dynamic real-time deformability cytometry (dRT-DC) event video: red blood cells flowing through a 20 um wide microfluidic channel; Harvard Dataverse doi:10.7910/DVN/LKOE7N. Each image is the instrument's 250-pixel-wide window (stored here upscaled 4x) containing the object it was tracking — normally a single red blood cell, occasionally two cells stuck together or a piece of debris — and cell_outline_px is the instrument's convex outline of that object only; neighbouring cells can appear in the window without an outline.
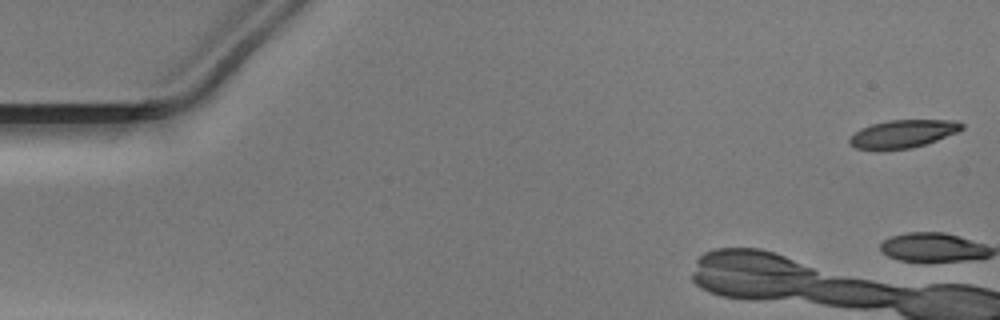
{"species": "Egyptian fruit bat (a non-hibernating species)", "species_latin": "Rousettus aegyptiacus", "temperature_condition": "warm", "stored_images_in_passage": 9, "camera_frame_rate_fps": 3000, "um_per_image_px": 0.085, "animal": {"sex": "male"}, "frame": {"image": 1, "passage_image": 1, "time_ms": 0.0, "image_size_px": [1000, 320], "cell_outline_px": [[964, 128], [956, 132], [936, 140], [912, 148], [876, 152], [856, 148], [848, 144], [848, 140], [860, 128], [872, 124], [888, 120], [956, 120], [964, 124]], "centroid_in_image_um": [76.69, 11.4], "position_along_channel_um": 8.3, "area_um2": 18.61}}